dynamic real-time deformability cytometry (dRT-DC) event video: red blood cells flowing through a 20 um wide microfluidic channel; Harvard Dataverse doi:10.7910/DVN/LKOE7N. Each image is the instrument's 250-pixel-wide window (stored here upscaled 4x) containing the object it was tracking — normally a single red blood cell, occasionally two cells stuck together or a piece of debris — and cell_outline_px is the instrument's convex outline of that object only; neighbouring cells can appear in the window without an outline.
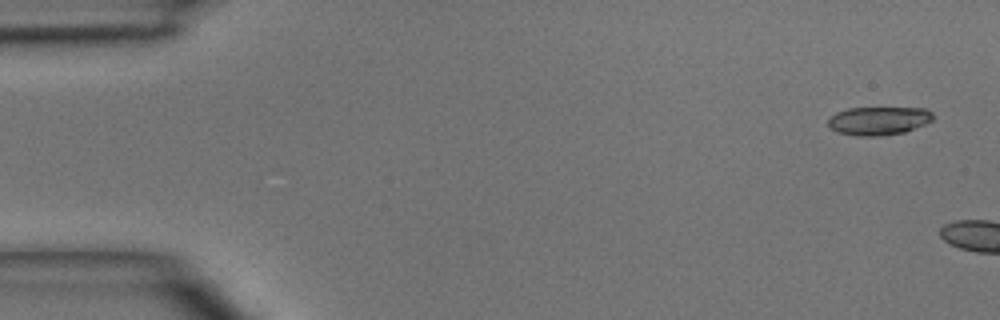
{"species": "common noctule bat (a hibernating species)", "species_latin": "Nyctalus noctula", "temperature_condition": "room temperature", "stored_images_in_passage": 2, "camera_frame_rate_fps": 3000, "um_per_image_px": 0.085, "animal": {"sex": "male", "body_mass_g": 15.6}, "frame": {"image": 1, "passage_image": 1, "time_ms": 0.0, "image_size_px": [1000, 320], "cell_outline_px": [[932, 120], [924, 124], [904, 132], [888, 136], [856, 136], [836, 132], [828, 124], [828, 120], [836, 112], [848, 108], [928, 108], [932, 112]], "centroid_in_image_um": [74.68, 10.27], "position_along_channel_um": 10.3, "area_um2": 17.4}}